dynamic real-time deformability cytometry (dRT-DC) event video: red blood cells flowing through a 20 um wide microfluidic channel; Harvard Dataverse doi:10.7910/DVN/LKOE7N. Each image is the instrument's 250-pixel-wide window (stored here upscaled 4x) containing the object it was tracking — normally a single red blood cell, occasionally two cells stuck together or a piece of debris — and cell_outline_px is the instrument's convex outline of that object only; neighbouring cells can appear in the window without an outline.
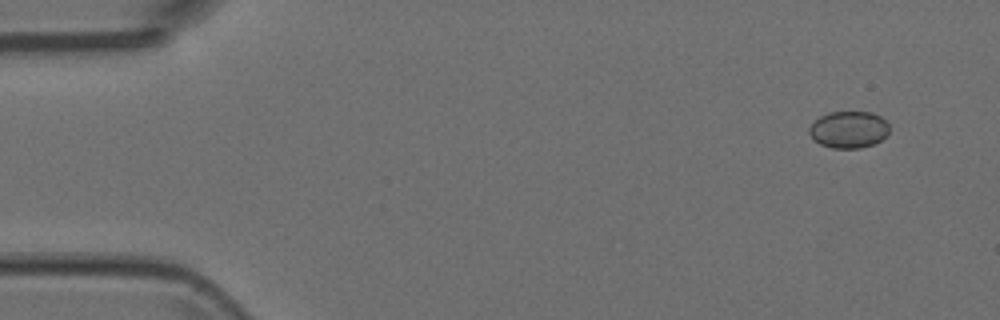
{"species": "Egyptian fruit bat (a non-hibernating species)", "species_latin": "Rousettus aegyptiacus", "temperature_condition": "room temperature", "stored_images_in_passage": 4, "camera_frame_rate_fps": 3000, "um_per_image_px": 0.085, "animal": {"sex": "female"}, "frame": {"image": 1, "passage_image": 1, "time_ms": 0.0, "image_size_px": [1000, 320], "cell_outline_px": [[888, 132], [880, 140], [872, 144], [860, 148], [832, 148], [820, 144], [812, 140], [808, 132], [808, 128], [820, 116], [828, 112], [872, 112], [880, 116], [888, 124]], "centroid_in_image_um": [72.1, 11.01], "position_along_channel_um": 12.9, "area_um2": 17.17}}